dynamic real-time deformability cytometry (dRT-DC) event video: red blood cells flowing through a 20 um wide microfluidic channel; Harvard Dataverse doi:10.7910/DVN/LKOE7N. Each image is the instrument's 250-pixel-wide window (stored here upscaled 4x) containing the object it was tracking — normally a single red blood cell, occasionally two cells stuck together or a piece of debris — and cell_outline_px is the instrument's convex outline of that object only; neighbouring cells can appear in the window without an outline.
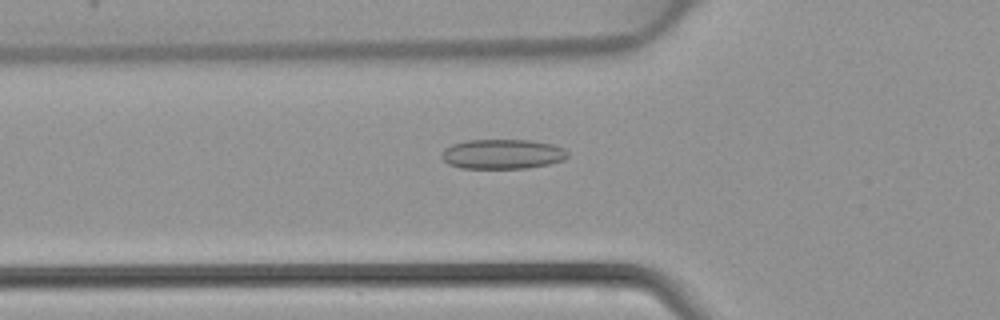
{"species": "common noctule bat (a hibernating species)", "species_latin": "Nyctalus noctula", "temperature_condition": "warm", "stored_images_in_passage": 32, "camera_frame_rate_fps": 3000, "um_per_image_px": 0.085, "animal": {"sex": "female", "body_mass_g": 22.7, "forearm_length_mm": 54.2}, "frame": {"image": 1, "passage_image": 3, "time_ms": 0.667, "image_size_px": [1000, 320], "cell_outline_px": [[568, 156], [564, 160], [548, 164], [528, 168], [460, 168], [448, 164], [440, 156], [444, 148], [452, 144], [464, 140], [532, 140], [552, 144], [564, 148], [568, 152]], "centroid_in_image_um": [42.7, 13.09], "position_along_channel_um": 83.1, "area_um2": 22.02}}
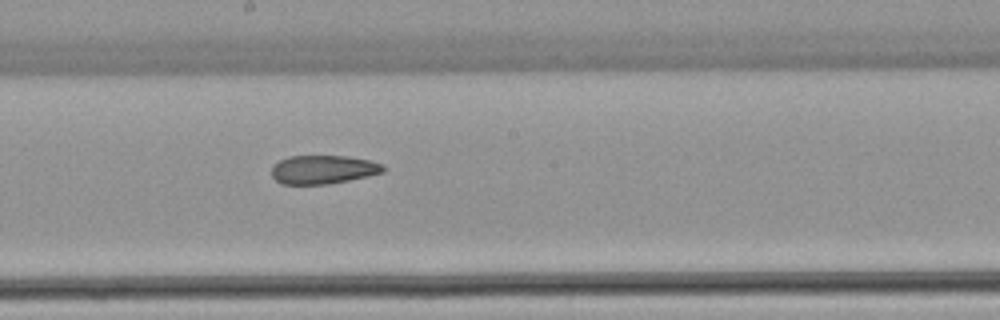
{"frame": {"image": 2, "passage_image": 12, "time_ms": 3.667, "image_size_px": [1000, 320], "cell_outline_px": [[388, 168], [384, 172], [368, 176], [328, 184], [280, 184], [272, 176], [272, 164], [288, 156], [348, 156], [368, 160], [384, 164]], "centroid_in_image_um": [27.48, 14.41], "position_along_channel_um": 220.7, "area_um2": 18.79}}
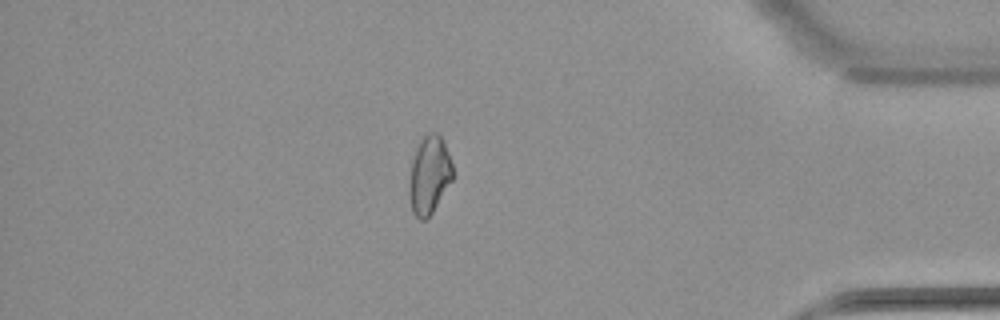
{"frame": {"image": 3, "passage_image": 26, "time_ms": 8.333, "image_size_px": [1000, 320], "cell_outline_px": [[452, 180], [432, 212], [424, 220], [420, 220], [412, 212], [408, 192], [412, 160], [416, 148], [420, 140], [424, 136], [432, 132], [436, 132], [440, 136], [444, 144], [452, 164]], "centroid_in_image_um": [36.46, 14.89], "position_along_channel_um": 398.7, "area_um2": 19.42}}